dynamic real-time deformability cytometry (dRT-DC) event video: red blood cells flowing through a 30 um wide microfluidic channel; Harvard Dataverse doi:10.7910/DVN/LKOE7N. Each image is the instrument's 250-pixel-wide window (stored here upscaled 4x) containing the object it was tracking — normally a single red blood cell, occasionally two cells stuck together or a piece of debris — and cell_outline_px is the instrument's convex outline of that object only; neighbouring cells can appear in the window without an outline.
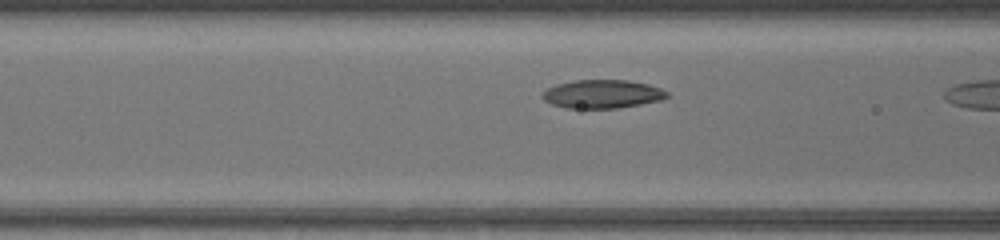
{"species": "common noctule bat (a hibernating species)", "species_latin": "Nyctalus noctula", "temperature_condition": "warm", "stored_images_in_passage": 6, "camera_frame_rate_fps": 3000, "um_per_image_px": 0.085, "animal": {"sex": "female", "body_mass_g": 17.0, "forearm_length_mm": 48.0}, "frame": {"image": 1, "passage_image": 5, "time_ms": 1.333, "image_size_px": [1000, 240], "cell_outline_px": [[672, 96], [660, 100], [640, 104], [616, 108], [568, 108], [552, 104], [544, 100], [540, 96], [548, 88], [556, 84], [576, 80], [628, 80], [648, 84], [660, 88], [668, 92]], "centroid_in_image_um": [51.22, 7.99], "position_along_channel_um": 115.4, "area_um2": 20.63}}